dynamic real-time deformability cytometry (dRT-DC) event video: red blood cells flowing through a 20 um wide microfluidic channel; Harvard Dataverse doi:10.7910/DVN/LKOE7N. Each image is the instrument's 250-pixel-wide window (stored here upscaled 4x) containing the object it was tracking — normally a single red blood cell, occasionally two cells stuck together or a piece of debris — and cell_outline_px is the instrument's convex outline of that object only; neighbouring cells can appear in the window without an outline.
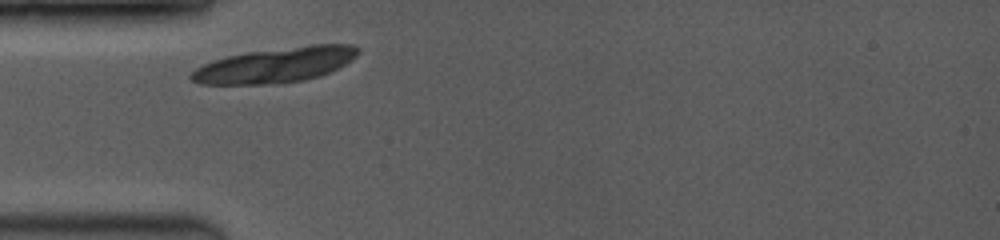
{"species": "common noctule bat (a hibernating species)", "species_latin": "Nyctalus noctula", "temperature_condition": "room temperature", "stored_images_in_passage": 1, "camera_frame_rate_fps": 3500, "um_per_image_px": 0.085, "animal": {"sex": "female", "body_mass_g": 19.0, "forearm_length_mm": 53.3}, "frame": {"image": 1, "passage_image": 1, "time_ms": 0.0, "image_size_px": [1000, 240], "cell_outline_px": [[360, 52], [356, 56], [344, 64], [320, 76], [304, 80], [264, 84], [200, 84], [192, 80], [188, 76], [196, 68], [212, 60], [228, 56], [248, 52], [312, 44], [352, 44], [360, 48]], "centroid_in_image_um": [23.41, 5.52], "position_along_channel_um": 61.6, "area_um2": 33.81}}